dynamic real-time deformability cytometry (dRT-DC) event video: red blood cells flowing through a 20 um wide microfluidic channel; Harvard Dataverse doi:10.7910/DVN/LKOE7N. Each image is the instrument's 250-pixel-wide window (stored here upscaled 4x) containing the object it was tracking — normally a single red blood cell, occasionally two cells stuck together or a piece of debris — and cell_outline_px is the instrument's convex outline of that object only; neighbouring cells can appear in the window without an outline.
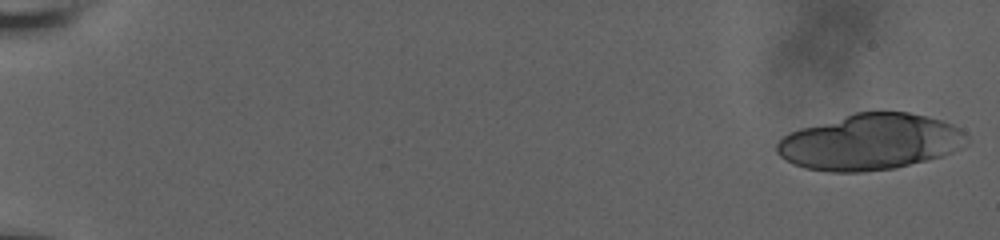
{"species": "human", "species_latin": "Homo sapiens", "temperature_condition": "room temperature", "stored_images_in_passage": 11, "camera_frame_rate_fps": 3000, "um_per_image_px": 0.085, "donor": {"sex": "male"}, "frame": {"image": 1, "passage_image": 1, "time_ms": 0.0, "image_size_px": [1000, 240], "cell_outline_px": [[968, 144], [952, 152], [940, 156], [896, 168], [864, 172], [828, 172], [804, 168], [792, 164], [784, 160], [776, 152], [776, 144], [788, 132], [800, 128], [856, 112], [908, 112], [944, 120], [960, 128], [968, 136]], "centroid_in_image_um": [73.96, 12.07], "position_along_channel_um": 11.0, "area_um2": 62.25}}